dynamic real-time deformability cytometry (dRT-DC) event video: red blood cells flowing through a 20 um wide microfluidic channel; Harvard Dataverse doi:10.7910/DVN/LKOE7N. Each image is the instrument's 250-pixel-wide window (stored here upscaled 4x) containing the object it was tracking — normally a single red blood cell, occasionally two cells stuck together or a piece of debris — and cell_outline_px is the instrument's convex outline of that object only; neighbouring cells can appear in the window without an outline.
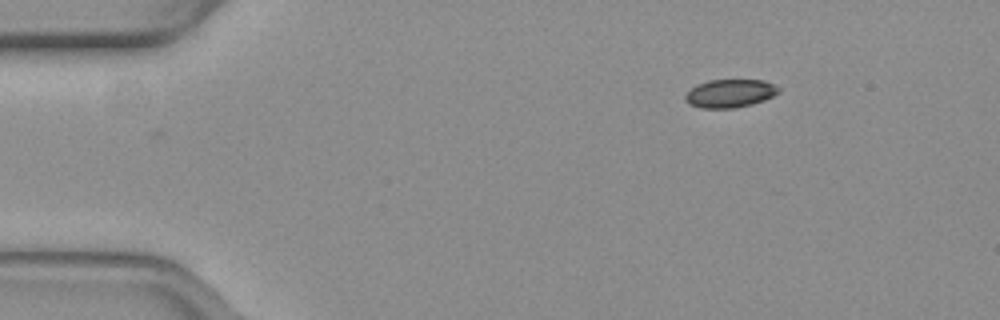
{"species": "common noctule bat (a hibernating species)", "species_latin": "Nyctalus noctula", "temperature_condition": "warm", "stored_images_in_passage": 12, "camera_frame_rate_fps": 3000, "um_per_image_px": 0.085, "animal": {"sex": "female", "body_mass_g": 19.3, "forearm_length_mm": 54.1}, "frame": {"image": 1, "passage_image": 1, "time_ms": 0.0, "image_size_px": [1000, 320], "cell_outline_px": [[780, 92], [764, 100], [752, 104], [732, 108], [700, 108], [684, 100], [684, 96], [696, 84], [708, 80], [764, 80], [780, 88]], "centroid_in_image_um": [62.04, 7.93], "position_along_channel_um": 23.0, "area_um2": 15.26}}
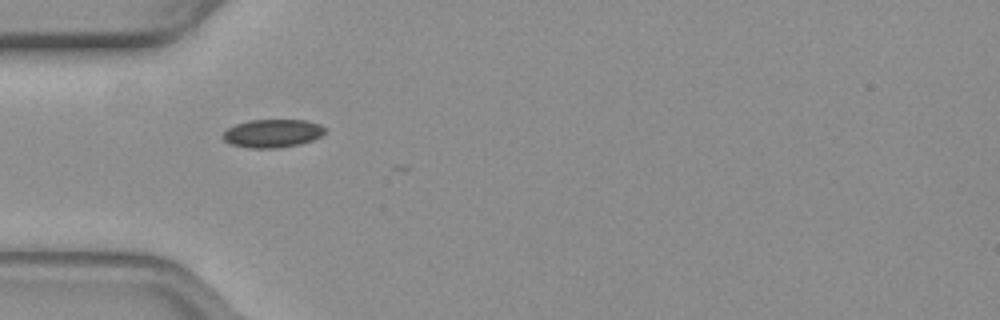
{"frame": {"image": 2, "passage_image": 10, "time_ms": 3.0, "image_size_px": [1000, 320], "cell_outline_px": [[328, 128], [320, 136], [312, 140], [300, 144], [276, 148], [252, 148], [232, 144], [224, 140], [220, 136], [228, 128], [236, 124], [248, 120], [304, 120], [320, 124]], "centroid_in_image_um": [23.17, 11.33], "position_along_channel_um": 61.8, "area_um2": 16.76}}